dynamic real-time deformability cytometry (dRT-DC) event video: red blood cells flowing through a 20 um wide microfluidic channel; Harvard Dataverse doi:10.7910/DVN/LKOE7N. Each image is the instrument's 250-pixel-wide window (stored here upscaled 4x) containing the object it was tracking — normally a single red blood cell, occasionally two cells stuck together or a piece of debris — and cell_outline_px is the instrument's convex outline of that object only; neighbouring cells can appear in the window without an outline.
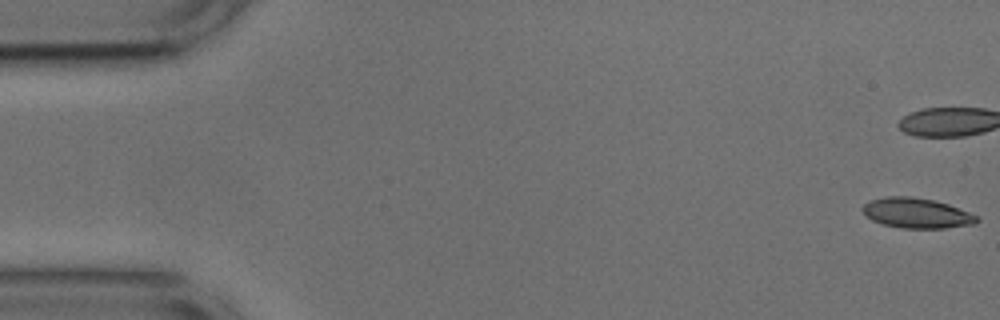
{"species": "common noctule bat (a hibernating species)", "species_latin": "Nyctalus noctula", "temperature_condition": "cold", "stored_images_in_passage": 54, "camera_frame_rate_fps": 3000, "um_per_image_px": 0.085, "animal": {"sex": "male", "body_mass_g": 17.9, "forearm_length_mm": 54.2}, "frame": {"image": 1, "passage_image": 1, "time_ms": 0.0, "image_size_px": [1000, 320], "cell_outline_px": [[980, 220], [976, 224], [944, 228], [900, 228], [884, 224], [872, 220], [860, 208], [868, 200], [884, 196], [912, 196], [932, 200], [948, 204], [968, 212], [976, 216]], "centroid_in_image_um": [77.89, 18.1], "position_along_channel_um": 7.1, "area_um2": 20.06}, "authors_computed_cell_mechanics": {"area_um2": 20.0566, "velocity_mm_per_s": 3.7455, "shape_relaxation_time_tau1_ms": 2.5839, "shape_relaxation_time_tau2_ms": 4.4785, "deformation_change_tau1": 0.1297, "deformation_change_tau2": 0.1404}}